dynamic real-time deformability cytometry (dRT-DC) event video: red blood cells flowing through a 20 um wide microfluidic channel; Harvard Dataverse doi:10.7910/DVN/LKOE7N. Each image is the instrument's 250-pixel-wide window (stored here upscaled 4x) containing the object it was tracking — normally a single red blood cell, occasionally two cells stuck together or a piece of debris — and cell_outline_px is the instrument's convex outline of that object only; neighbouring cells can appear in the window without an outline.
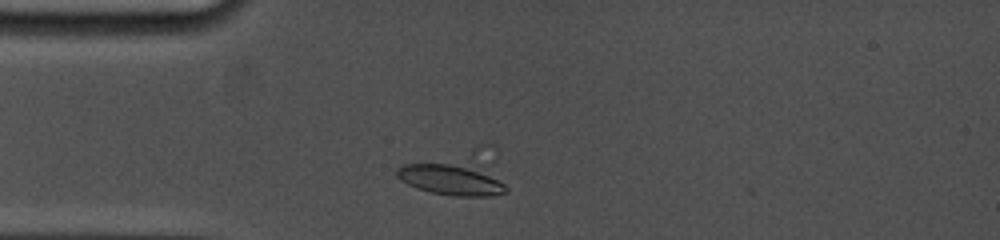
{"species": "common noctule bat (a hibernating species)", "species_latin": "Nyctalus noctula", "temperature_condition": "cold", "stored_images_in_passage": 16, "camera_frame_rate_fps": 5000, "um_per_image_px": 0.085, "animal": {"sex": "female", "body_mass_g": 19.0, "forearm_length_mm": 53.3}, "frame": {"image": 1, "passage_image": 2, "time_ms": 0.6, "image_size_px": [1000, 240], "cell_outline_px": [[508, 192], [492, 196], [456, 196], [432, 192], [416, 188], [400, 180], [396, 176], [396, 168], [404, 164], [468, 164], [504, 184], [508, 188]], "centroid_in_image_um": [38.29, 15.28], "position_along_channel_um": 46.7, "area_um2": 19.36}}
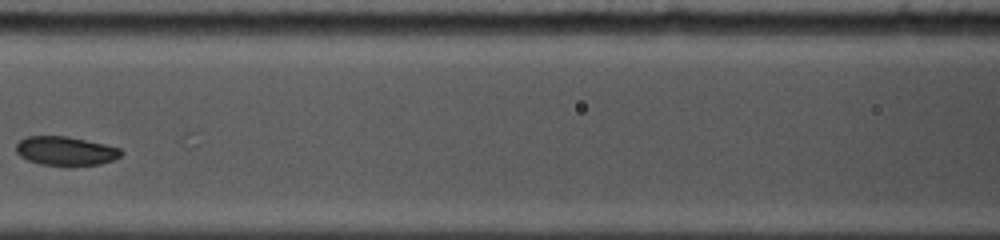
{"frame": {"image": 2, "passage_image": 7, "time_ms": 4.0, "image_size_px": [1000, 240], "cell_outline_px": [[124, 152], [120, 156], [112, 160], [100, 164], [40, 164], [28, 160], [20, 156], [16, 152], [16, 144], [24, 136], [68, 136], [104, 144], [120, 148]], "centroid_in_image_um": [5.55, 12.8], "position_along_channel_um": 161.0, "area_um2": 17.4}}
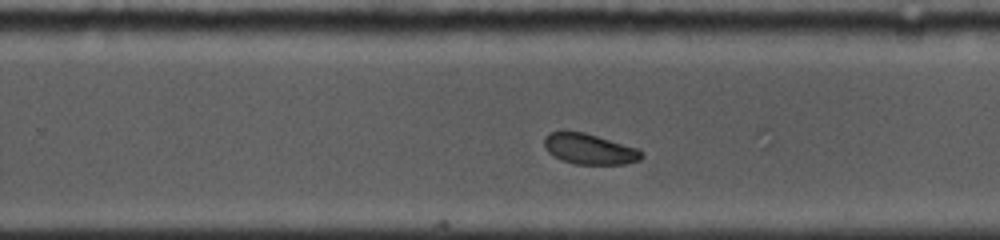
{"frame": {"image": 3, "passage_image": 15, "time_ms": 7.2, "image_size_px": [1000, 240], "cell_outline_px": [[644, 156], [640, 160], [624, 164], [576, 164], [560, 160], [548, 152], [544, 148], [544, 136], [548, 132], [584, 132], [640, 148], [644, 152]], "centroid_in_image_um": [50.13, 12.67], "position_along_channel_um": 279.7, "area_um2": 17.57}}